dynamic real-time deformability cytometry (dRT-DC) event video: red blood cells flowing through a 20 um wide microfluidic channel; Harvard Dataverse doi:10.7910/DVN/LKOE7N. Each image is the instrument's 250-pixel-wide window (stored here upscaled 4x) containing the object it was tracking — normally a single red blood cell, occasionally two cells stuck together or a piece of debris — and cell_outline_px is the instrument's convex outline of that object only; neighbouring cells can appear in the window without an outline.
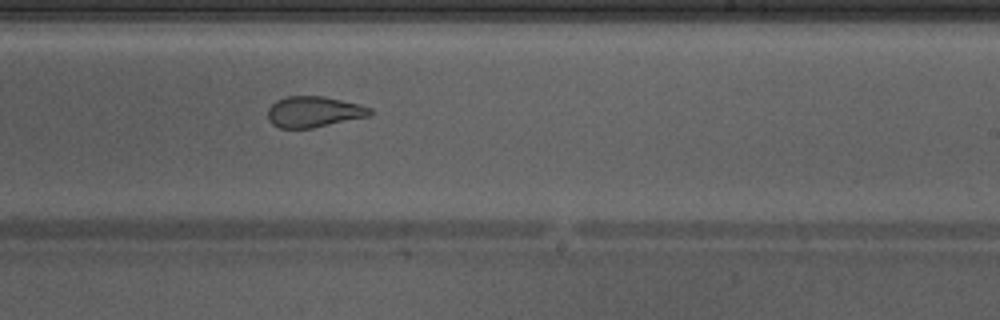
{"species": "Egyptian fruit bat (a non-hibernating species)", "species_latin": "Rousettus aegyptiacus", "temperature_condition": "warm", "stored_images_in_passage": 33, "camera_frame_rate_fps": 3000, "um_per_image_px": 0.085, "animal": {"sex": "male"}, "frame": {"image": 1, "passage_image": 15, "time_ms": 4.667, "image_size_px": [1000, 320], "cell_outline_px": [[376, 112], [368, 116], [312, 128], [280, 128], [272, 124], [268, 120], [268, 108], [276, 100], [288, 96], [324, 96], [360, 104], [372, 108]], "centroid_in_image_um": [26.69, 9.5], "position_along_channel_um": 262.3, "area_um2": 18.5}, "authors_computed_cell_mechanics": {"area_um2": 20.1722, "velocity_mm_per_s": 4.2902, "shape_relaxation_time_tau1_ms": null, "shape_relaxation_time_tau2_ms": 1.233, "deformation_change_tau1": null, "deformation_change_tau2": 0.0916}}